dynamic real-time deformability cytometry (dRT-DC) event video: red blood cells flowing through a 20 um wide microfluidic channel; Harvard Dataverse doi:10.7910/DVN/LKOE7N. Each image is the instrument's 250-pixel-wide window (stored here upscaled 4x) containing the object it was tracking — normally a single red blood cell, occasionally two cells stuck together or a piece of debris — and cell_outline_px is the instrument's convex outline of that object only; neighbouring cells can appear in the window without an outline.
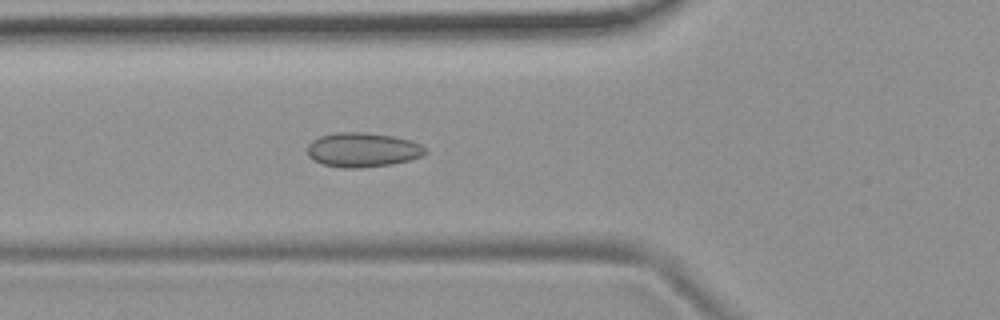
{"species": "common noctule bat (a hibernating species)", "species_latin": "Nyctalus noctula", "temperature_condition": "room temperature", "stored_images_in_passage": 50, "camera_frame_rate_fps": 3000, "um_per_image_px": 0.085, "animal": {"sex": "female", "body_mass_g": 19.9}, "frame": {"image": 1, "passage_image": 15, "time_ms": 4.667, "image_size_px": [1000, 320], "cell_outline_px": [[428, 152], [412, 160], [392, 164], [360, 168], [344, 168], [324, 164], [312, 160], [308, 156], [308, 144], [312, 140], [320, 136], [336, 132], [364, 132], [392, 136], [412, 140], [420, 144]], "centroid_in_image_um": [30.82, 12.73], "position_along_channel_um": 95.0, "area_um2": 23.76}}
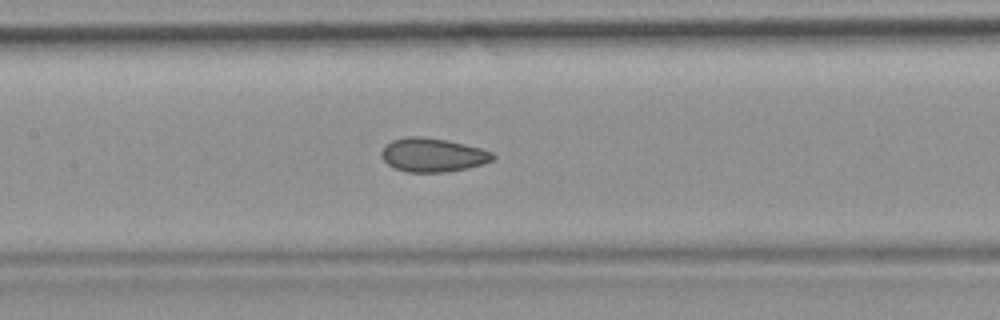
{"frame": {"image": 2, "passage_image": 21, "time_ms": 6.667, "image_size_px": [1000, 320], "cell_outline_px": [[496, 156], [492, 160], [484, 164], [468, 168], [448, 172], [408, 172], [396, 168], [388, 164], [380, 156], [380, 152], [384, 144], [392, 140], [408, 136], [416, 136], [444, 140], [464, 144], [480, 148], [492, 152]], "centroid_in_image_um": [36.77, 13.18], "position_along_channel_um": 170.6, "area_um2": 21.91}}
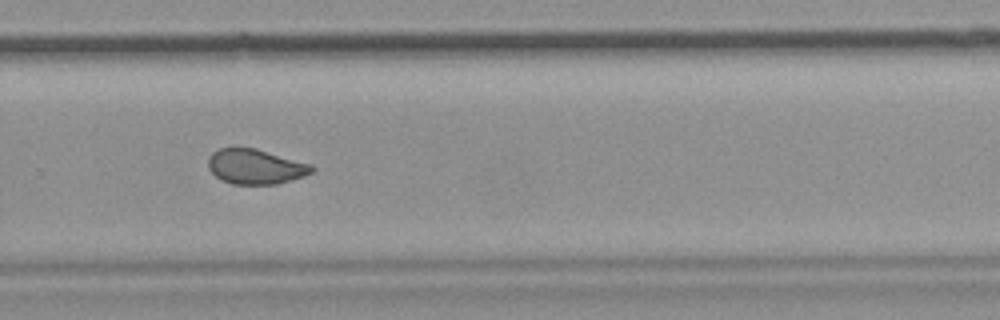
{"frame": {"image": 3, "passage_image": 32, "time_ms": 10.333, "image_size_px": [1000, 320], "cell_outline_px": [[316, 168], [312, 172], [304, 176], [276, 184], [232, 184], [220, 180], [208, 168], [208, 160], [212, 152], [220, 148], [256, 148], [312, 164]], "centroid_in_image_um": [21.72, 14.16], "position_along_channel_um": 308.1, "area_um2": 21.15}, "authors_computed_cell_mechanics": {"area_um2": 22.0218, "velocity_mm_per_s": 3.769, "shape_relaxation_time_tau1_ms": null, "shape_relaxation_time_tau2_ms": 1.6508, "deformation_change_tau1": null, "deformation_change_tau2": 0.0507}}